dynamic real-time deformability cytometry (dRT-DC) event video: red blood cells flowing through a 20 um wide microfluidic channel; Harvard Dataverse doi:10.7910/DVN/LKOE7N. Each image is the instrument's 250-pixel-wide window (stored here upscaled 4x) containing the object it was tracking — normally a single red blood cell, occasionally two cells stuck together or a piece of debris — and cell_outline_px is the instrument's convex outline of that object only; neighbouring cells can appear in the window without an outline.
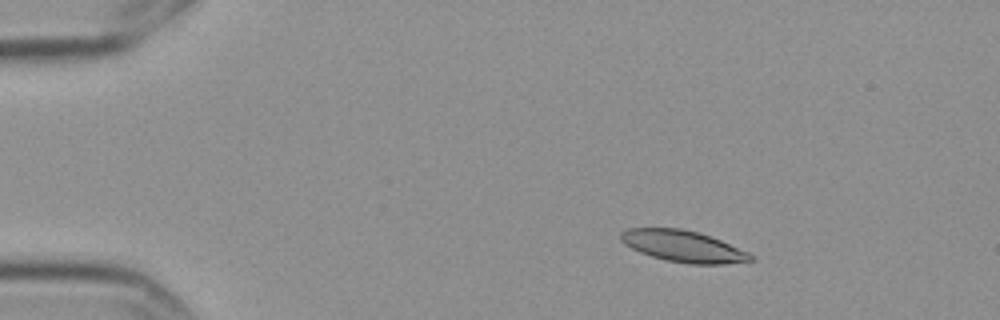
{"species": "Egyptian fruit bat (a non-hibernating species)", "species_latin": "Rousettus aegyptiacus", "temperature_condition": "cold", "stored_images_in_passage": 14, "camera_frame_rate_fps": 3000, "um_per_image_px": 0.085, "frame": {"image": 1, "passage_image": 2, "time_ms": 0.333, "image_size_px": [1000, 320], "cell_outline_px": [[756, 260], [724, 264], [692, 264], [668, 260], [652, 256], [640, 252], [624, 244], [620, 240], [620, 232], [628, 228], [680, 228], [696, 232], [720, 240], [748, 252], [756, 256]], "centroid_in_image_um": [58.08, 20.93], "position_along_channel_um": 26.9, "area_um2": 23.64}}
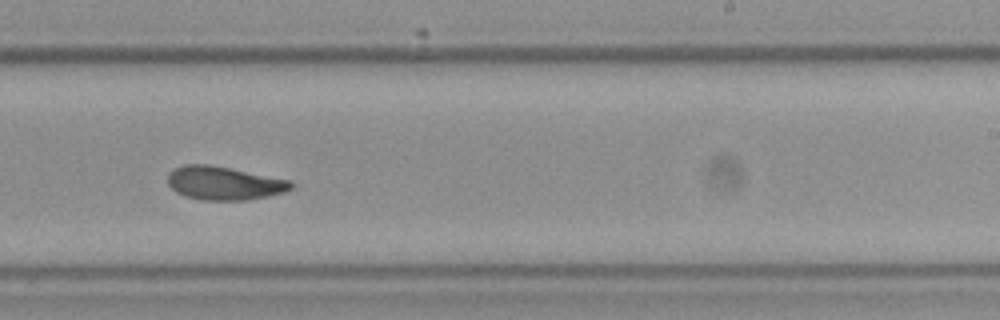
{"frame": {"image": 2, "passage_image": 9, "time_ms": 2.667, "image_size_px": [1000, 320], "cell_outline_px": [[296, 184], [292, 188], [284, 192], [268, 196], [248, 200], [204, 200], [188, 196], [176, 192], [168, 184], [168, 172], [184, 164], [208, 164], [292, 180]], "centroid_in_image_um": [19.08, 15.56], "position_along_channel_um": 269.9, "area_um2": 24.04}}
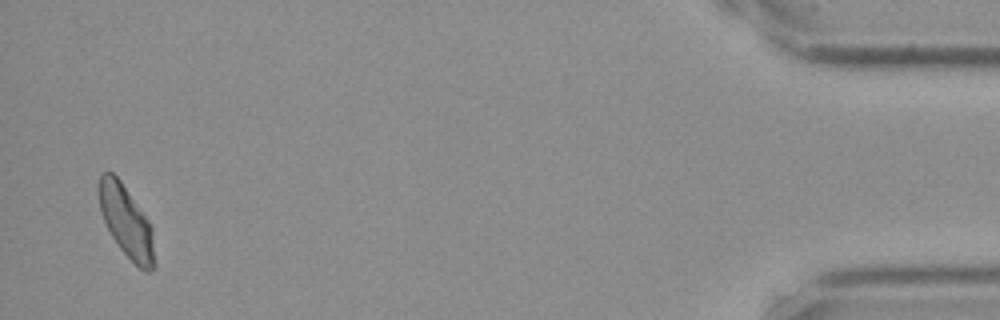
{"frame": {"image": 3, "passage_image": 14, "time_ms": 4.333, "image_size_px": [1000, 320], "cell_outline_px": [[156, 264], [148, 272], [144, 272], [120, 248], [112, 236], [100, 212], [100, 176], [104, 172], [112, 172], [120, 180], [148, 220], [152, 228]], "centroid_in_image_um": [10.77, 18.88], "position_along_channel_um": 424.4, "area_um2": 22.66}}